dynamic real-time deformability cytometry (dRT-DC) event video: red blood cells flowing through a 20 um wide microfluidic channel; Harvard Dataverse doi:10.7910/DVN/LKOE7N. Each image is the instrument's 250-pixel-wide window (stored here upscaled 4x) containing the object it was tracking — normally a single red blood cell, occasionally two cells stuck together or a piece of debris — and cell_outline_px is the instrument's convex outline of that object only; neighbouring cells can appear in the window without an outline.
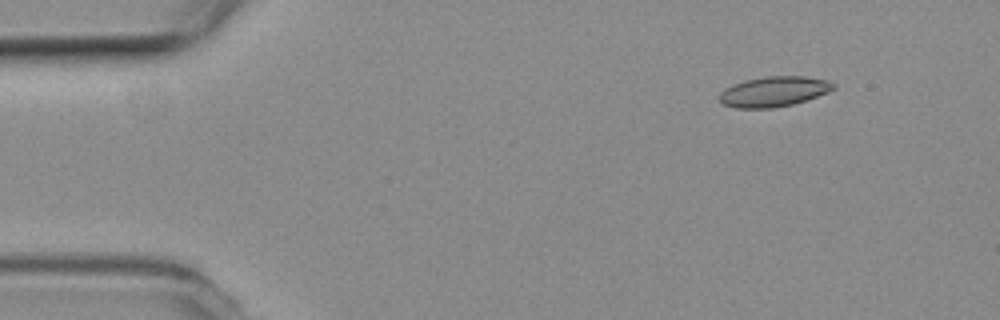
{"species": "common noctule bat (a hibernating species)", "species_latin": "Nyctalus noctula", "temperature_condition": "room temperature", "stored_images_in_passage": 5, "camera_frame_rate_fps": 3000, "um_per_image_px": 0.085, "animal": {"sex": "female", "body_mass_g": 19.3, "forearm_length_mm": 54.1}, "frame": {"image": 1, "passage_image": 2, "time_ms": 0.333, "image_size_px": [1000, 320], "cell_outline_px": [[836, 88], [828, 92], [808, 100], [792, 104], [772, 108], [736, 108], [724, 104], [720, 100], [720, 92], [724, 88], [732, 84], [744, 80], [768, 76], [804, 76], [828, 80], [836, 84]], "centroid_in_image_um": [65.8, 7.77], "position_along_channel_um": 19.2, "area_um2": 20.17}}
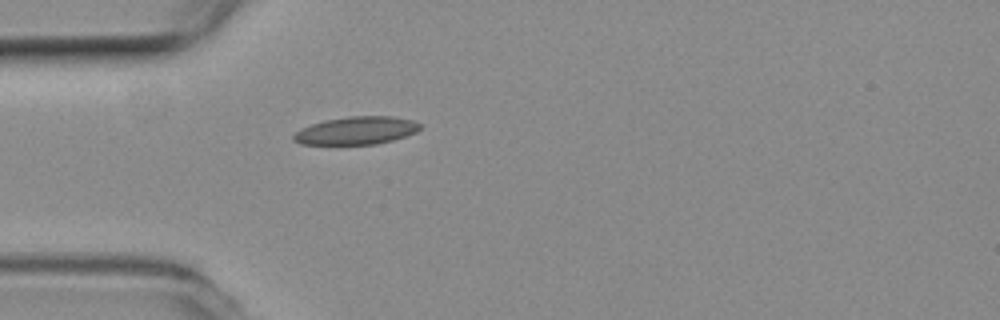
{"frame": {"image": 2, "passage_image": 5, "time_ms": 1.333, "image_size_px": [1000, 320], "cell_outline_px": [[424, 128], [416, 132], [392, 140], [376, 144], [300, 144], [292, 140], [292, 136], [300, 128], [324, 120], [348, 116], [392, 116], [412, 120], [420, 124]], "centroid_in_image_um": [30.28, 11.09], "position_along_channel_um": 54.7, "area_um2": 20.58}}